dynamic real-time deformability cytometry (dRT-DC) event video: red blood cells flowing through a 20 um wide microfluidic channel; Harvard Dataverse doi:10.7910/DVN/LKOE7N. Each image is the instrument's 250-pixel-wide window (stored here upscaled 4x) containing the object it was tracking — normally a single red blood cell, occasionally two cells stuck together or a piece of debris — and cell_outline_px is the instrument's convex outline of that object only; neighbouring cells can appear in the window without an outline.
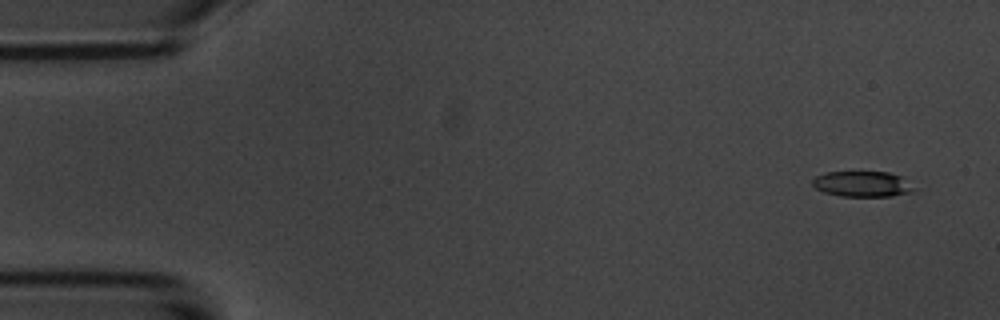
{"species": "common noctule bat (a hibernating species)", "species_latin": "Nyctalus noctula", "temperature_condition": "room temperature", "stored_images_in_passage": 4, "camera_frame_rate_fps": 3000, "um_per_image_px": 0.085, "animal": {"sex": "male", "body_mass_g": 20.1, "forearm_length_mm": 53.5}, "frame": {"image": 1, "passage_image": 1, "time_ms": 0.0, "image_size_px": [1000, 320], "cell_outline_px": [[916, 192], [892, 196], [840, 196], [824, 192], [816, 188], [812, 184], [812, 180], [816, 176], [824, 172], [860, 168], [888, 172], [900, 176], [916, 188]], "centroid_in_image_um": [73.29, 15.58], "position_along_channel_um": 11.7, "area_um2": 16.13}}